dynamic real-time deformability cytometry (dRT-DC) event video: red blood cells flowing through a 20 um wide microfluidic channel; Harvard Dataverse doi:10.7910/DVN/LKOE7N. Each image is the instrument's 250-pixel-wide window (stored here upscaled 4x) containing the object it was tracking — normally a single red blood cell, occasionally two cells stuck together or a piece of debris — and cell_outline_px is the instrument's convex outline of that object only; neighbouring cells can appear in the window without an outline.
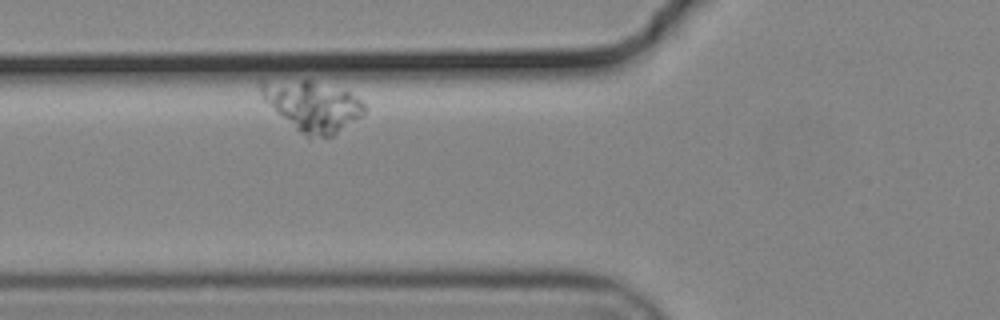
{"species": "common noctule bat (a hibernating species)", "species_latin": "Nyctalus noctula", "temperature_condition": "cold", "stored_images_in_passage": 35, "camera_frame_rate_fps": 3000, "um_per_image_px": 0.085, "animal": {"sex": "male", "body_mass_g": 19.2, "forearm_length_mm": 51.8}, "frame": {"image": 1, "passage_image": 6, "time_ms": 1.667, "image_size_px": [1000, 320], "cell_outline_px": [[368, 108], [360, 116], [332, 136], [308, 140], [276, 112], [260, 96], [260, 80], [312, 80], [348, 92], [356, 96]], "centroid_in_image_um": [26.52, 9.02], "position_along_channel_um": 99.3, "area_um2": 30.35}}
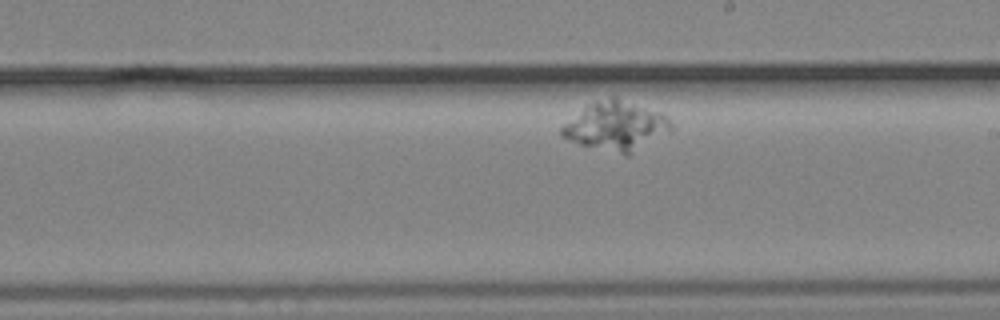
{"frame": {"image": 2, "passage_image": 20, "time_ms": 6.333, "image_size_px": [1000, 320], "cell_outline_px": [[672, 132], [628, 156], [624, 156], [580, 144], [560, 136], [560, 128], [564, 124], [588, 104], [596, 100], [612, 96], [616, 96], [660, 112], [672, 124]], "centroid_in_image_um": [52.39, 10.73], "position_along_channel_um": 236.6, "area_um2": 31.5}}
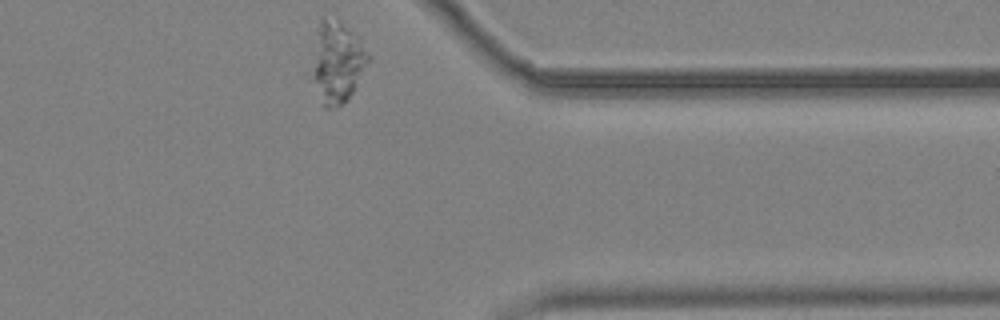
{"frame": {"image": 3, "passage_image": 35, "time_ms": 11.333, "image_size_px": [1000, 320], "cell_outline_px": [[368, 60], [348, 100], [344, 104], [336, 108], [324, 108], [304, 80], [316, 28], [320, 16], [324, 12], [336, 16], [360, 40], [368, 56]], "centroid_in_image_um": [28.43, 5.28], "position_along_channel_um": 383.0, "area_um2": 29.02}}